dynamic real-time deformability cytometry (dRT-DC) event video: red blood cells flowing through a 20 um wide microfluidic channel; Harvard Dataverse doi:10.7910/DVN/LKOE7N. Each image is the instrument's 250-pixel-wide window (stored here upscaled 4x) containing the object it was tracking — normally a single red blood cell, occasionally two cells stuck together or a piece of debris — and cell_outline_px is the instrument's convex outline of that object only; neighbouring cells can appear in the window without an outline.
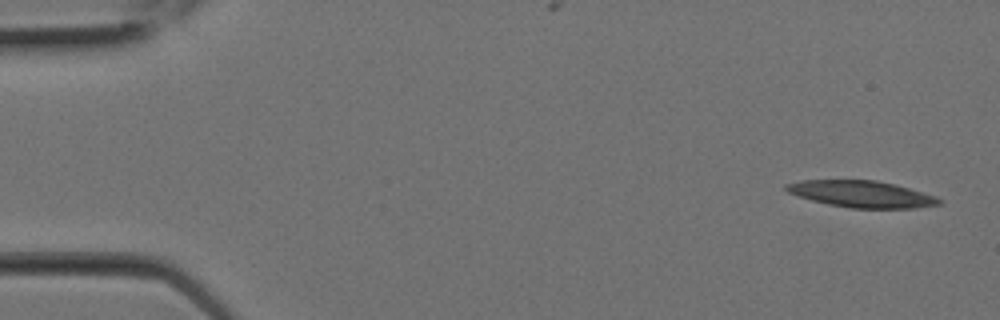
{"species": "Egyptian fruit bat (a non-hibernating species)", "species_latin": "Rousettus aegyptiacus", "temperature_condition": "room temperature", "stored_images_in_passage": 3, "camera_frame_rate_fps": 3000, "um_per_image_px": 0.085, "animal": {"sex": "female"}, "frame": {"image": 1, "passage_image": 3, "time_ms": 0.667, "image_size_px": [1000, 320], "cell_outline_px": [[940, 204], [916, 208], [848, 208], [828, 204], [796, 196], [788, 192], [784, 188], [784, 184], [800, 180], [876, 180], [896, 184], [936, 196], [940, 200]], "centroid_in_image_um": [73.2, 16.49], "position_along_channel_um": 11.8, "area_um2": 23.81}}